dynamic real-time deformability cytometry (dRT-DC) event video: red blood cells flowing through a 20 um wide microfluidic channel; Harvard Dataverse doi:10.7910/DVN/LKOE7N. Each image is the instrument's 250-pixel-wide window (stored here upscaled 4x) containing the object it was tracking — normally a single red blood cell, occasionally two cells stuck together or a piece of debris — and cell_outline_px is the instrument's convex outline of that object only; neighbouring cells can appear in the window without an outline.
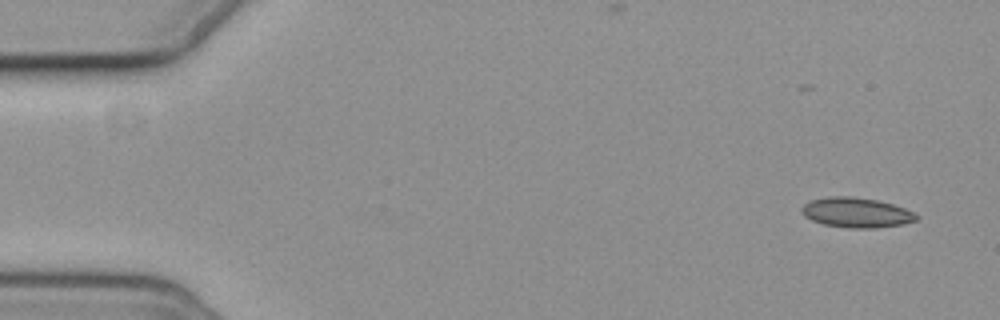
{"species": "common noctule bat (a hibernating species)", "species_latin": "Nyctalus noctula", "temperature_condition": "cold", "stored_images_in_passage": 5, "segment_of_instrument_passage": [2, 2], "camera_frame_rate_fps": 3000, "um_per_image_px": 0.085, "animal": {"sex": "female", "body_mass_g": 19.3, "forearm_length_mm": 54.1}, "frame": {"image": 1, "passage_image": 5, "time_ms": 6.333, "image_size_px": [1000, 320], "cell_outline_px": [[920, 216], [916, 220], [904, 224], [876, 228], [852, 228], [824, 224], [812, 220], [804, 216], [800, 208], [804, 204], [812, 200], [828, 196], [852, 196], [876, 200], [892, 204], [904, 208]], "centroid_in_image_um": [72.79, 18.07], "position_along_channel_um": 12.2, "area_um2": 19.94}}